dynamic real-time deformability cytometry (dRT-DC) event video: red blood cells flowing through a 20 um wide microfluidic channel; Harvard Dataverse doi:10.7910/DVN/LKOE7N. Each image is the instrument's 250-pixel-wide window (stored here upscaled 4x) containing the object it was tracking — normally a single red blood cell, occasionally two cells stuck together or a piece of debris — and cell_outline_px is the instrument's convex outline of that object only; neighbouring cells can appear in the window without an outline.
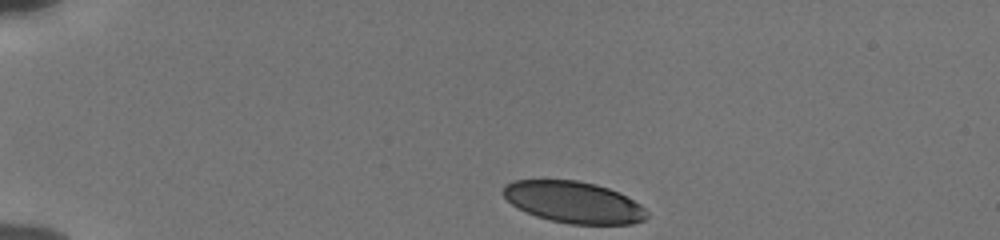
{"species": "human", "species_latin": "Homo sapiens", "temperature_condition": "cold", "stored_images_in_passage": 38, "camera_frame_rate_fps": 3000, "um_per_image_px": 0.085, "donor": {"sex": "male"}, "frame": {"image": 1, "passage_image": 1, "time_ms": 0.0, "image_size_px": [1000, 240], "cell_outline_px": [[648, 216], [644, 220], [632, 224], [568, 224], [536, 216], [512, 204], [504, 196], [504, 184], [512, 180], [576, 180], [596, 184], [608, 188], [640, 204], [648, 212]], "centroid_in_image_um": [48.77, 17.19], "position_along_channel_um": 36.2, "area_um2": 34.45}}
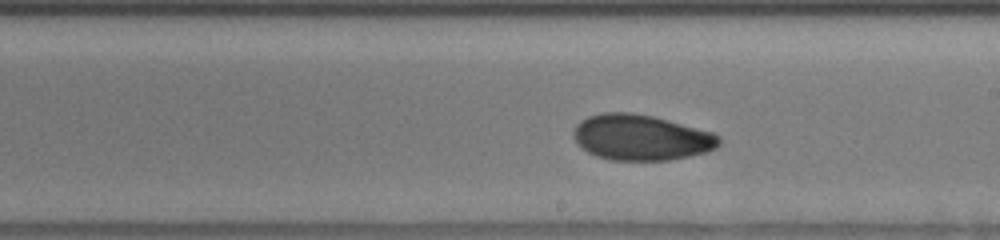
{"frame": {"image": 2, "passage_image": 22, "time_ms": 7.0, "image_size_px": [1000, 240], "cell_outline_px": [[720, 144], [716, 148], [708, 152], [668, 160], [608, 160], [596, 156], [588, 152], [572, 136], [572, 132], [576, 124], [580, 120], [588, 116], [604, 112], [632, 112], [652, 116], [668, 120], [712, 132], [720, 136]], "centroid_in_image_um": [54.48, 11.68], "position_along_channel_um": 234.5, "area_um2": 38.78}}
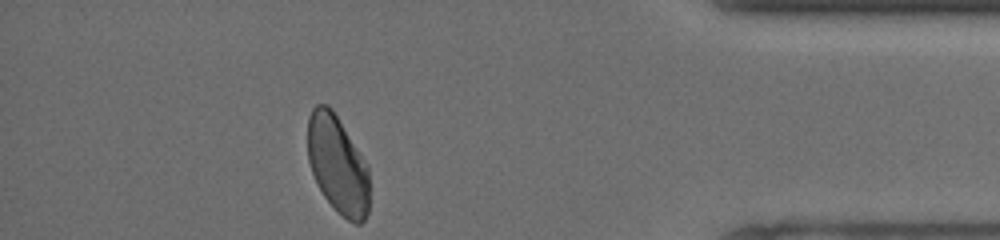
{"frame": {"image": 3, "passage_image": 38, "time_ms": 12.333, "image_size_px": [1000, 240], "cell_outline_px": [[368, 212], [364, 220], [360, 224], [356, 224], [348, 220], [324, 196], [312, 172], [308, 160], [308, 116], [312, 108], [316, 104], [328, 104], [332, 108], [368, 164]], "centroid_in_image_um": [28.7, 13.94], "position_along_channel_um": 406.5, "area_um2": 35.03}, "authors_computed_cell_mechanics": {"area_um2": 37.7145, "velocity_mm_per_s": 3.8159, "shape_relaxation_time_tau1_ms": 5.6074, "shape_relaxation_time_tau2_ms": 2.2236, "deformation_change_tau1": 0.1353, "deformation_change_tau2": 0.0597}}